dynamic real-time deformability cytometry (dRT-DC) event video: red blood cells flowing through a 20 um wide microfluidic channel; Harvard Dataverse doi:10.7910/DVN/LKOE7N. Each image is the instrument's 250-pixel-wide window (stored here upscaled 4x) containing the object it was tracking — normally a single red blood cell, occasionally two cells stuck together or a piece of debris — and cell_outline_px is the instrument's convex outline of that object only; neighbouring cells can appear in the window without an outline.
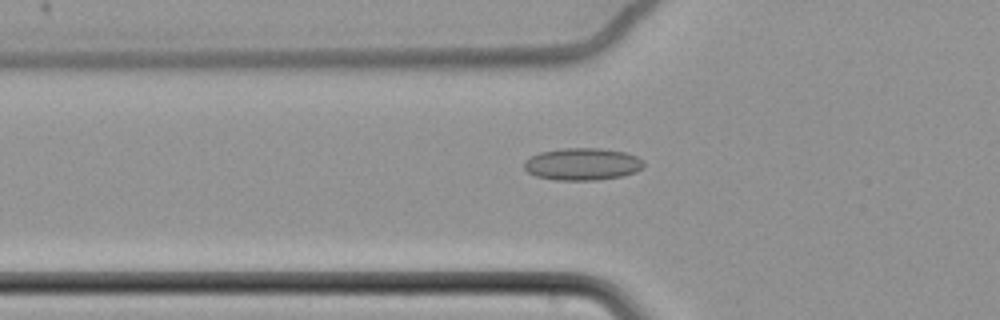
{"species": "common noctule bat (a hibernating species)", "species_latin": "Nyctalus noctula", "temperature_condition": "cold", "stored_images_in_passage": 47, "camera_frame_rate_fps": 3000, "um_per_image_px": 0.085, "animal": {"sex": "female", "body_mass_g": 22.7, "forearm_length_mm": 54.2}, "frame": {"image": 1, "passage_image": 9, "time_ms": 2.667, "image_size_px": [1000, 320], "cell_outline_px": [[644, 164], [636, 172], [624, 176], [596, 180], [556, 180], [536, 176], [528, 172], [524, 168], [524, 160], [540, 152], [564, 148], [600, 148], [624, 152], [636, 156], [644, 160]], "centroid_in_image_um": [49.51, 13.95], "position_along_channel_um": 76.3, "area_um2": 22.48}}
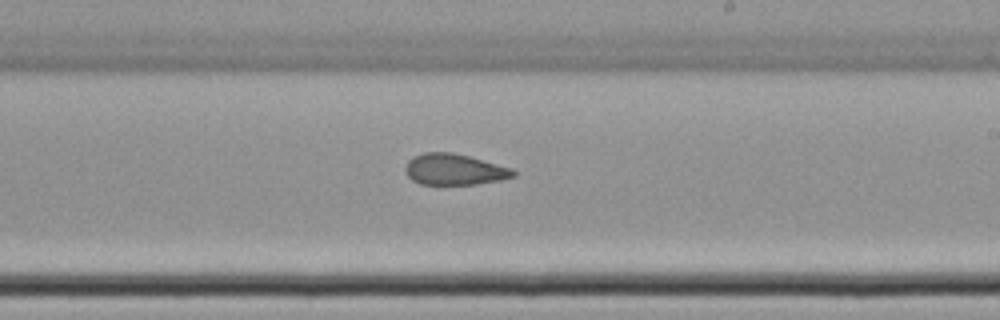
{"frame": {"image": 2, "passage_image": 24, "time_ms": 7.667, "image_size_px": [1000, 320], "cell_outline_px": [[516, 176], [500, 180], [476, 184], [420, 184], [412, 180], [404, 172], [404, 168], [408, 160], [412, 156], [424, 152], [452, 152], [468, 156], [512, 168], [516, 172]], "centroid_in_image_um": [38.59, 14.4], "position_along_channel_um": 250.4, "area_um2": 19.65}}
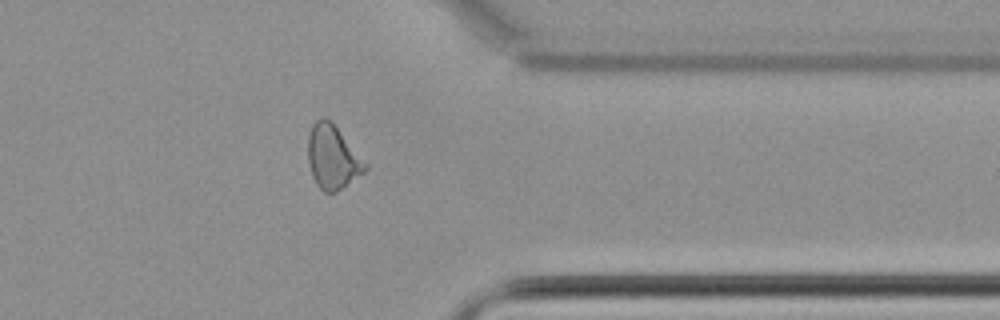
{"frame": {"image": 3, "passage_image": 36, "time_ms": 11.667, "image_size_px": [1000, 320], "cell_outline_px": [[368, 168], [364, 172], [336, 192], [324, 192], [316, 184], [312, 176], [308, 160], [308, 136], [312, 124], [316, 120], [324, 116], [336, 128], [368, 164]], "centroid_in_image_um": [28.25, 13.37], "position_along_channel_um": 383.1, "area_um2": 20.87}, "authors_computed_cell_mechanics": {"area_um2": 20.6924, "velocity_mm_per_s": 3.4906, "shape_relaxation_time_tau1_ms": null, "shape_relaxation_time_tau2_ms": 2.3739, "deformation_change_tau1": null, "deformation_change_tau2": 0.0997}}